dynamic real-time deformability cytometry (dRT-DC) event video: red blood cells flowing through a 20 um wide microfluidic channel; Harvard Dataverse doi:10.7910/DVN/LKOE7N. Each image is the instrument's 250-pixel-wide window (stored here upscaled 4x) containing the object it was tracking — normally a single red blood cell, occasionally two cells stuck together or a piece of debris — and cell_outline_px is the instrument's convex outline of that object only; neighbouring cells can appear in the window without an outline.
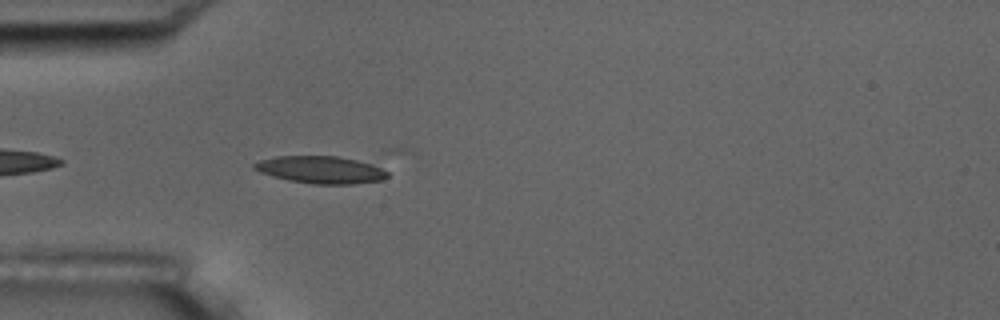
{"species": "common noctule bat (a hibernating species)", "species_latin": "Nyctalus noctula", "temperature_condition": "room temperature", "stored_images_in_passage": 5, "camera_frame_rate_fps": 3000, "um_per_image_px": 0.085, "animal": {"sex": "male", "body_mass_g": 17.5, "forearm_length_mm": 52.3}, "frame": {"image": 1, "passage_image": 5, "time_ms": 4.333, "image_size_px": [1000, 320], "cell_outline_px": [[404, 152], [388, 176], [380, 180], [352, 184], [312, 184], [288, 180], [272, 176], [260, 172], [252, 168], [252, 164], [260, 160], [276, 156], [400, 144], [404, 148]], "centroid_in_image_um": [28.4, 14.06], "position_along_channel_um": 56.6, "area_um2": 30.06}}